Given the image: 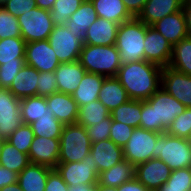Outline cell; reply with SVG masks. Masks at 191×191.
I'll return each mask as SVG.
<instances>
[{
    "instance_id": "cell-1",
    "label": "cell",
    "mask_w": 191,
    "mask_h": 191,
    "mask_svg": "<svg viewBox=\"0 0 191 191\" xmlns=\"http://www.w3.org/2000/svg\"><path fill=\"white\" fill-rule=\"evenodd\" d=\"M162 67L147 62L123 63L116 75L130 99H149L161 86Z\"/></svg>"
},
{
    "instance_id": "cell-2",
    "label": "cell",
    "mask_w": 191,
    "mask_h": 191,
    "mask_svg": "<svg viewBox=\"0 0 191 191\" xmlns=\"http://www.w3.org/2000/svg\"><path fill=\"white\" fill-rule=\"evenodd\" d=\"M186 108L160 87L149 99L141 100L140 127L158 133H166L172 121Z\"/></svg>"
},
{
    "instance_id": "cell-3",
    "label": "cell",
    "mask_w": 191,
    "mask_h": 191,
    "mask_svg": "<svg viewBox=\"0 0 191 191\" xmlns=\"http://www.w3.org/2000/svg\"><path fill=\"white\" fill-rule=\"evenodd\" d=\"M147 25L134 17L119 25L115 46L121 63L145 60L144 41Z\"/></svg>"
},
{
    "instance_id": "cell-4",
    "label": "cell",
    "mask_w": 191,
    "mask_h": 191,
    "mask_svg": "<svg viewBox=\"0 0 191 191\" xmlns=\"http://www.w3.org/2000/svg\"><path fill=\"white\" fill-rule=\"evenodd\" d=\"M78 61L87 72L105 77H116L122 65L119 51L115 45L83 44Z\"/></svg>"
},
{
    "instance_id": "cell-5",
    "label": "cell",
    "mask_w": 191,
    "mask_h": 191,
    "mask_svg": "<svg viewBox=\"0 0 191 191\" xmlns=\"http://www.w3.org/2000/svg\"><path fill=\"white\" fill-rule=\"evenodd\" d=\"M153 158L165 162L171 170L191 168V146L188 139L161 133L153 149Z\"/></svg>"
},
{
    "instance_id": "cell-6",
    "label": "cell",
    "mask_w": 191,
    "mask_h": 191,
    "mask_svg": "<svg viewBox=\"0 0 191 191\" xmlns=\"http://www.w3.org/2000/svg\"><path fill=\"white\" fill-rule=\"evenodd\" d=\"M90 149L91 141L83 125H64L60 136L59 162L82 161L90 153Z\"/></svg>"
},
{
    "instance_id": "cell-7",
    "label": "cell",
    "mask_w": 191,
    "mask_h": 191,
    "mask_svg": "<svg viewBox=\"0 0 191 191\" xmlns=\"http://www.w3.org/2000/svg\"><path fill=\"white\" fill-rule=\"evenodd\" d=\"M17 18L21 29V37L26 43L48 39L55 26L50 11L39 7L27 11Z\"/></svg>"
},
{
    "instance_id": "cell-8",
    "label": "cell",
    "mask_w": 191,
    "mask_h": 191,
    "mask_svg": "<svg viewBox=\"0 0 191 191\" xmlns=\"http://www.w3.org/2000/svg\"><path fill=\"white\" fill-rule=\"evenodd\" d=\"M161 133L134 128L128 142L123 147V157L134 166L153 159V149Z\"/></svg>"
},
{
    "instance_id": "cell-9",
    "label": "cell",
    "mask_w": 191,
    "mask_h": 191,
    "mask_svg": "<svg viewBox=\"0 0 191 191\" xmlns=\"http://www.w3.org/2000/svg\"><path fill=\"white\" fill-rule=\"evenodd\" d=\"M55 169L68 186L98 183V168L90 153L79 162H59Z\"/></svg>"
},
{
    "instance_id": "cell-10",
    "label": "cell",
    "mask_w": 191,
    "mask_h": 191,
    "mask_svg": "<svg viewBox=\"0 0 191 191\" xmlns=\"http://www.w3.org/2000/svg\"><path fill=\"white\" fill-rule=\"evenodd\" d=\"M48 40L60 63L79 60L83 41L73 35L66 25L54 26Z\"/></svg>"
},
{
    "instance_id": "cell-11",
    "label": "cell",
    "mask_w": 191,
    "mask_h": 191,
    "mask_svg": "<svg viewBox=\"0 0 191 191\" xmlns=\"http://www.w3.org/2000/svg\"><path fill=\"white\" fill-rule=\"evenodd\" d=\"M23 124L20 99L5 88H0V137L7 140Z\"/></svg>"
},
{
    "instance_id": "cell-12",
    "label": "cell",
    "mask_w": 191,
    "mask_h": 191,
    "mask_svg": "<svg viewBox=\"0 0 191 191\" xmlns=\"http://www.w3.org/2000/svg\"><path fill=\"white\" fill-rule=\"evenodd\" d=\"M25 64L34 67L38 72H54L61 63L46 39L26 43Z\"/></svg>"
},
{
    "instance_id": "cell-13",
    "label": "cell",
    "mask_w": 191,
    "mask_h": 191,
    "mask_svg": "<svg viewBox=\"0 0 191 191\" xmlns=\"http://www.w3.org/2000/svg\"><path fill=\"white\" fill-rule=\"evenodd\" d=\"M161 88L187 108L191 107V76L169 66L161 72Z\"/></svg>"
},
{
    "instance_id": "cell-14",
    "label": "cell",
    "mask_w": 191,
    "mask_h": 191,
    "mask_svg": "<svg viewBox=\"0 0 191 191\" xmlns=\"http://www.w3.org/2000/svg\"><path fill=\"white\" fill-rule=\"evenodd\" d=\"M172 44L167 41L154 27L147 25L144 55L147 62L160 67H167L172 56Z\"/></svg>"
},
{
    "instance_id": "cell-15",
    "label": "cell",
    "mask_w": 191,
    "mask_h": 191,
    "mask_svg": "<svg viewBox=\"0 0 191 191\" xmlns=\"http://www.w3.org/2000/svg\"><path fill=\"white\" fill-rule=\"evenodd\" d=\"M171 171L165 162L153 158L135 166V178L150 191H157L166 183Z\"/></svg>"
},
{
    "instance_id": "cell-16",
    "label": "cell",
    "mask_w": 191,
    "mask_h": 191,
    "mask_svg": "<svg viewBox=\"0 0 191 191\" xmlns=\"http://www.w3.org/2000/svg\"><path fill=\"white\" fill-rule=\"evenodd\" d=\"M60 138L35 136L28 156L32 164H39L55 169L59 163Z\"/></svg>"
},
{
    "instance_id": "cell-17",
    "label": "cell",
    "mask_w": 191,
    "mask_h": 191,
    "mask_svg": "<svg viewBox=\"0 0 191 191\" xmlns=\"http://www.w3.org/2000/svg\"><path fill=\"white\" fill-rule=\"evenodd\" d=\"M48 110L54 113L58 121L67 124H74L78 118L79 107L72 95L63 92H55L46 96Z\"/></svg>"
},
{
    "instance_id": "cell-18",
    "label": "cell",
    "mask_w": 191,
    "mask_h": 191,
    "mask_svg": "<svg viewBox=\"0 0 191 191\" xmlns=\"http://www.w3.org/2000/svg\"><path fill=\"white\" fill-rule=\"evenodd\" d=\"M90 154L95 160L98 172L108 170L118 164L123 157V148L116 145L112 140L106 139L97 143H91Z\"/></svg>"
},
{
    "instance_id": "cell-19",
    "label": "cell",
    "mask_w": 191,
    "mask_h": 191,
    "mask_svg": "<svg viewBox=\"0 0 191 191\" xmlns=\"http://www.w3.org/2000/svg\"><path fill=\"white\" fill-rule=\"evenodd\" d=\"M118 27L119 24L98 17L84 34L83 44L99 46L115 45Z\"/></svg>"
},
{
    "instance_id": "cell-20",
    "label": "cell",
    "mask_w": 191,
    "mask_h": 191,
    "mask_svg": "<svg viewBox=\"0 0 191 191\" xmlns=\"http://www.w3.org/2000/svg\"><path fill=\"white\" fill-rule=\"evenodd\" d=\"M151 26L163 35L172 46L177 44L180 40L188 37L186 21L182 10L165 16Z\"/></svg>"
},
{
    "instance_id": "cell-21",
    "label": "cell",
    "mask_w": 191,
    "mask_h": 191,
    "mask_svg": "<svg viewBox=\"0 0 191 191\" xmlns=\"http://www.w3.org/2000/svg\"><path fill=\"white\" fill-rule=\"evenodd\" d=\"M87 71L79 61L61 63L54 71L58 92L72 95Z\"/></svg>"
},
{
    "instance_id": "cell-22",
    "label": "cell",
    "mask_w": 191,
    "mask_h": 191,
    "mask_svg": "<svg viewBox=\"0 0 191 191\" xmlns=\"http://www.w3.org/2000/svg\"><path fill=\"white\" fill-rule=\"evenodd\" d=\"M185 0H147L138 19L152 25L167 15L182 10Z\"/></svg>"
},
{
    "instance_id": "cell-23",
    "label": "cell",
    "mask_w": 191,
    "mask_h": 191,
    "mask_svg": "<svg viewBox=\"0 0 191 191\" xmlns=\"http://www.w3.org/2000/svg\"><path fill=\"white\" fill-rule=\"evenodd\" d=\"M52 170L44 165L30 163L18 174L17 182L24 191H45Z\"/></svg>"
},
{
    "instance_id": "cell-24",
    "label": "cell",
    "mask_w": 191,
    "mask_h": 191,
    "mask_svg": "<svg viewBox=\"0 0 191 191\" xmlns=\"http://www.w3.org/2000/svg\"><path fill=\"white\" fill-rule=\"evenodd\" d=\"M38 71L24 64L8 88L15 97L23 99L37 95Z\"/></svg>"
},
{
    "instance_id": "cell-25",
    "label": "cell",
    "mask_w": 191,
    "mask_h": 191,
    "mask_svg": "<svg viewBox=\"0 0 191 191\" xmlns=\"http://www.w3.org/2000/svg\"><path fill=\"white\" fill-rule=\"evenodd\" d=\"M98 18L91 0H84L80 7L70 16L66 27L73 35L83 41L84 34L88 27Z\"/></svg>"
},
{
    "instance_id": "cell-26",
    "label": "cell",
    "mask_w": 191,
    "mask_h": 191,
    "mask_svg": "<svg viewBox=\"0 0 191 191\" xmlns=\"http://www.w3.org/2000/svg\"><path fill=\"white\" fill-rule=\"evenodd\" d=\"M106 77L100 74L86 72L78 88L72 94L78 107L98 100L99 91Z\"/></svg>"
},
{
    "instance_id": "cell-27",
    "label": "cell",
    "mask_w": 191,
    "mask_h": 191,
    "mask_svg": "<svg viewBox=\"0 0 191 191\" xmlns=\"http://www.w3.org/2000/svg\"><path fill=\"white\" fill-rule=\"evenodd\" d=\"M98 100L111 112L128 102L130 98L116 77H106L99 91Z\"/></svg>"
},
{
    "instance_id": "cell-28",
    "label": "cell",
    "mask_w": 191,
    "mask_h": 191,
    "mask_svg": "<svg viewBox=\"0 0 191 191\" xmlns=\"http://www.w3.org/2000/svg\"><path fill=\"white\" fill-rule=\"evenodd\" d=\"M133 178H135V166L124 159L110 169L99 173L98 184L117 188Z\"/></svg>"
},
{
    "instance_id": "cell-29",
    "label": "cell",
    "mask_w": 191,
    "mask_h": 191,
    "mask_svg": "<svg viewBox=\"0 0 191 191\" xmlns=\"http://www.w3.org/2000/svg\"><path fill=\"white\" fill-rule=\"evenodd\" d=\"M91 2L99 18L113 21L119 25L134 18L122 0H91Z\"/></svg>"
},
{
    "instance_id": "cell-30",
    "label": "cell",
    "mask_w": 191,
    "mask_h": 191,
    "mask_svg": "<svg viewBox=\"0 0 191 191\" xmlns=\"http://www.w3.org/2000/svg\"><path fill=\"white\" fill-rule=\"evenodd\" d=\"M21 116L24 124H31L42 116H54L48 110L46 97L31 96L20 100Z\"/></svg>"
},
{
    "instance_id": "cell-31",
    "label": "cell",
    "mask_w": 191,
    "mask_h": 191,
    "mask_svg": "<svg viewBox=\"0 0 191 191\" xmlns=\"http://www.w3.org/2000/svg\"><path fill=\"white\" fill-rule=\"evenodd\" d=\"M26 42L22 37L0 40V65L4 63H25Z\"/></svg>"
},
{
    "instance_id": "cell-32",
    "label": "cell",
    "mask_w": 191,
    "mask_h": 191,
    "mask_svg": "<svg viewBox=\"0 0 191 191\" xmlns=\"http://www.w3.org/2000/svg\"><path fill=\"white\" fill-rule=\"evenodd\" d=\"M169 67L191 76V37L173 45Z\"/></svg>"
},
{
    "instance_id": "cell-33",
    "label": "cell",
    "mask_w": 191,
    "mask_h": 191,
    "mask_svg": "<svg viewBox=\"0 0 191 191\" xmlns=\"http://www.w3.org/2000/svg\"><path fill=\"white\" fill-rule=\"evenodd\" d=\"M113 121L122 122L133 128L140 127L141 100L130 99L110 112Z\"/></svg>"
},
{
    "instance_id": "cell-34",
    "label": "cell",
    "mask_w": 191,
    "mask_h": 191,
    "mask_svg": "<svg viewBox=\"0 0 191 191\" xmlns=\"http://www.w3.org/2000/svg\"><path fill=\"white\" fill-rule=\"evenodd\" d=\"M30 163L27 154L20 152L9 141H5L0 154L1 166L19 174Z\"/></svg>"
},
{
    "instance_id": "cell-35",
    "label": "cell",
    "mask_w": 191,
    "mask_h": 191,
    "mask_svg": "<svg viewBox=\"0 0 191 191\" xmlns=\"http://www.w3.org/2000/svg\"><path fill=\"white\" fill-rule=\"evenodd\" d=\"M110 116V111L99 100L80 106L76 123L88 127L97 124Z\"/></svg>"
},
{
    "instance_id": "cell-36",
    "label": "cell",
    "mask_w": 191,
    "mask_h": 191,
    "mask_svg": "<svg viewBox=\"0 0 191 191\" xmlns=\"http://www.w3.org/2000/svg\"><path fill=\"white\" fill-rule=\"evenodd\" d=\"M34 136L60 138L64 124L55 116H42L30 124Z\"/></svg>"
},
{
    "instance_id": "cell-37",
    "label": "cell",
    "mask_w": 191,
    "mask_h": 191,
    "mask_svg": "<svg viewBox=\"0 0 191 191\" xmlns=\"http://www.w3.org/2000/svg\"><path fill=\"white\" fill-rule=\"evenodd\" d=\"M84 0H56L50 10L55 26L66 25L70 16L80 7Z\"/></svg>"
},
{
    "instance_id": "cell-38",
    "label": "cell",
    "mask_w": 191,
    "mask_h": 191,
    "mask_svg": "<svg viewBox=\"0 0 191 191\" xmlns=\"http://www.w3.org/2000/svg\"><path fill=\"white\" fill-rule=\"evenodd\" d=\"M157 191H191V168L172 170L166 183Z\"/></svg>"
},
{
    "instance_id": "cell-39",
    "label": "cell",
    "mask_w": 191,
    "mask_h": 191,
    "mask_svg": "<svg viewBox=\"0 0 191 191\" xmlns=\"http://www.w3.org/2000/svg\"><path fill=\"white\" fill-rule=\"evenodd\" d=\"M34 137L31 126L23 123L10 135L7 141L20 152L28 155Z\"/></svg>"
},
{
    "instance_id": "cell-40",
    "label": "cell",
    "mask_w": 191,
    "mask_h": 191,
    "mask_svg": "<svg viewBox=\"0 0 191 191\" xmlns=\"http://www.w3.org/2000/svg\"><path fill=\"white\" fill-rule=\"evenodd\" d=\"M21 37L18 18L10 14L4 7H0V40Z\"/></svg>"
},
{
    "instance_id": "cell-41",
    "label": "cell",
    "mask_w": 191,
    "mask_h": 191,
    "mask_svg": "<svg viewBox=\"0 0 191 191\" xmlns=\"http://www.w3.org/2000/svg\"><path fill=\"white\" fill-rule=\"evenodd\" d=\"M190 129H191V107L186 108V110L182 114L177 116L172 121L166 133L171 136L187 139Z\"/></svg>"
},
{
    "instance_id": "cell-42",
    "label": "cell",
    "mask_w": 191,
    "mask_h": 191,
    "mask_svg": "<svg viewBox=\"0 0 191 191\" xmlns=\"http://www.w3.org/2000/svg\"><path fill=\"white\" fill-rule=\"evenodd\" d=\"M134 128L122 122L113 121L111 118V128L109 139L116 145L123 148L130 139Z\"/></svg>"
},
{
    "instance_id": "cell-43",
    "label": "cell",
    "mask_w": 191,
    "mask_h": 191,
    "mask_svg": "<svg viewBox=\"0 0 191 191\" xmlns=\"http://www.w3.org/2000/svg\"><path fill=\"white\" fill-rule=\"evenodd\" d=\"M58 92L54 72H38L37 96L46 97Z\"/></svg>"
},
{
    "instance_id": "cell-44",
    "label": "cell",
    "mask_w": 191,
    "mask_h": 191,
    "mask_svg": "<svg viewBox=\"0 0 191 191\" xmlns=\"http://www.w3.org/2000/svg\"><path fill=\"white\" fill-rule=\"evenodd\" d=\"M111 128V115L103 121L85 127L86 133L91 143H97L102 140L109 139Z\"/></svg>"
},
{
    "instance_id": "cell-45",
    "label": "cell",
    "mask_w": 191,
    "mask_h": 191,
    "mask_svg": "<svg viewBox=\"0 0 191 191\" xmlns=\"http://www.w3.org/2000/svg\"><path fill=\"white\" fill-rule=\"evenodd\" d=\"M25 63H4L0 65V88L8 89Z\"/></svg>"
},
{
    "instance_id": "cell-46",
    "label": "cell",
    "mask_w": 191,
    "mask_h": 191,
    "mask_svg": "<svg viewBox=\"0 0 191 191\" xmlns=\"http://www.w3.org/2000/svg\"><path fill=\"white\" fill-rule=\"evenodd\" d=\"M35 0H8L4 8L14 17L36 8Z\"/></svg>"
},
{
    "instance_id": "cell-47",
    "label": "cell",
    "mask_w": 191,
    "mask_h": 191,
    "mask_svg": "<svg viewBox=\"0 0 191 191\" xmlns=\"http://www.w3.org/2000/svg\"><path fill=\"white\" fill-rule=\"evenodd\" d=\"M45 191H68L67 183L62 179L56 169H53L49 173Z\"/></svg>"
},
{
    "instance_id": "cell-48",
    "label": "cell",
    "mask_w": 191,
    "mask_h": 191,
    "mask_svg": "<svg viewBox=\"0 0 191 191\" xmlns=\"http://www.w3.org/2000/svg\"><path fill=\"white\" fill-rule=\"evenodd\" d=\"M18 174L0 165V189L17 182Z\"/></svg>"
},
{
    "instance_id": "cell-49",
    "label": "cell",
    "mask_w": 191,
    "mask_h": 191,
    "mask_svg": "<svg viewBox=\"0 0 191 191\" xmlns=\"http://www.w3.org/2000/svg\"><path fill=\"white\" fill-rule=\"evenodd\" d=\"M126 9L133 17H138L147 0H122Z\"/></svg>"
},
{
    "instance_id": "cell-50",
    "label": "cell",
    "mask_w": 191,
    "mask_h": 191,
    "mask_svg": "<svg viewBox=\"0 0 191 191\" xmlns=\"http://www.w3.org/2000/svg\"><path fill=\"white\" fill-rule=\"evenodd\" d=\"M118 191H150L143 184H141L136 178H133L129 182H125L121 186L117 187Z\"/></svg>"
},
{
    "instance_id": "cell-51",
    "label": "cell",
    "mask_w": 191,
    "mask_h": 191,
    "mask_svg": "<svg viewBox=\"0 0 191 191\" xmlns=\"http://www.w3.org/2000/svg\"><path fill=\"white\" fill-rule=\"evenodd\" d=\"M182 12L186 21V29L188 37H191V0H185Z\"/></svg>"
},
{
    "instance_id": "cell-52",
    "label": "cell",
    "mask_w": 191,
    "mask_h": 191,
    "mask_svg": "<svg viewBox=\"0 0 191 191\" xmlns=\"http://www.w3.org/2000/svg\"><path fill=\"white\" fill-rule=\"evenodd\" d=\"M68 191H96V184L68 186Z\"/></svg>"
},
{
    "instance_id": "cell-53",
    "label": "cell",
    "mask_w": 191,
    "mask_h": 191,
    "mask_svg": "<svg viewBox=\"0 0 191 191\" xmlns=\"http://www.w3.org/2000/svg\"><path fill=\"white\" fill-rule=\"evenodd\" d=\"M37 7L50 11L56 0H35Z\"/></svg>"
},
{
    "instance_id": "cell-54",
    "label": "cell",
    "mask_w": 191,
    "mask_h": 191,
    "mask_svg": "<svg viewBox=\"0 0 191 191\" xmlns=\"http://www.w3.org/2000/svg\"><path fill=\"white\" fill-rule=\"evenodd\" d=\"M0 191H24V190L20 187L19 183L16 182L14 184L2 187Z\"/></svg>"
},
{
    "instance_id": "cell-55",
    "label": "cell",
    "mask_w": 191,
    "mask_h": 191,
    "mask_svg": "<svg viewBox=\"0 0 191 191\" xmlns=\"http://www.w3.org/2000/svg\"><path fill=\"white\" fill-rule=\"evenodd\" d=\"M96 191H118V189L116 187L103 186V185H99L97 183L96 184Z\"/></svg>"
},
{
    "instance_id": "cell-56",
    "label": "cell",
    "mask_w": 191,
    "mask_h": 191,
    "mask_svg": "<svg viewBox=\"0 0 191 191\" xmlns=\"http://www.w3.org/2000/svg\"><path fill=\"white\" fill-rule=\"evenodd\" d=\"M5 141L6 140L4 138L0 137V154H1V151H2V148H3V145H4Z\"/></svg>"
},
{
    "instance_id": "cell-57",
    "label": "cell",
    "mask_w": 191,
    "mask_h": 191,
    "mask_svg": "<svg viewBox=\"0 0 191 191\" xmlns=\"http://www.w3.org/2000/svg\"><path fill=\"white\" fill-rule=\"evenodd\" d=\"M8 0H0V7H4Z\"/></svg>"
},
{
    "instance_id": "cell-58",
    "label": "cell",
    "mask_w": 191,
    "mask_h": 191,
    "mask_svg": "<svg viewBox=\"0 0 191 191\" xmlns=\"http://www.w3.org/2000/svg\"><path fill=\"white\" fill-rule=\"evenodd\" d=\"M188 140H191V129H190V131H189V135H188V138H187Z\"/></svg>"
}]
</instances>
